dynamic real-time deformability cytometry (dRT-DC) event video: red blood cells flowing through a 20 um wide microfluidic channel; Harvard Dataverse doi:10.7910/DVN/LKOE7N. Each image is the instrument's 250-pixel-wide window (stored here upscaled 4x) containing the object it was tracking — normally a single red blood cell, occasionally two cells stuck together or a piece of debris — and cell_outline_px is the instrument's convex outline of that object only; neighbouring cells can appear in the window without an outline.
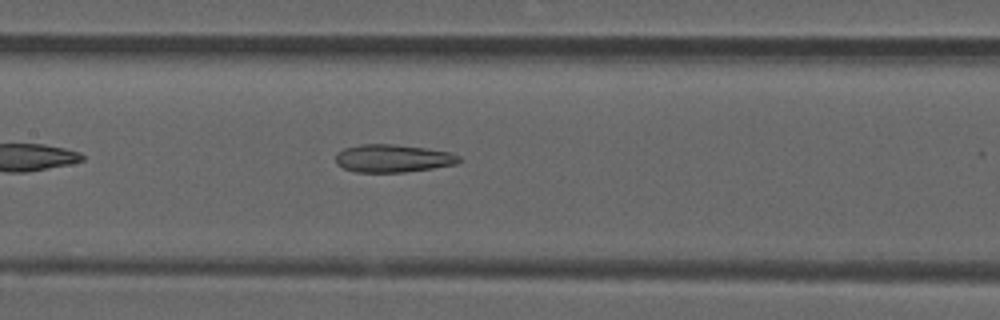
{"species": "common noctule bat (a hibernating species)", "species_latin": "Nyctalus noctula", "temperature_condition": "room temperature", "stored_images_in_passage": 37, "camera_frame_rate_fps": 3000, "um_per_image_px": 0.085, "animal": {"sex": "male", "forearm_length_mm": 52.5}, "frame": {"image": 1, "passage_image": 11, "time_ms": 3.333, "image_size_px": [1000, 320], "cell_outline_px": [[464, 160], [456, 164], [432, 168], [404, 172], [356, 172], [344, 168], [336, 164], [336, 152], [344, 148], [360, 144], [392, 144], [424, 148], [448, 152], [460, 156]], "centroid_in_image_um": [33.38, 13.46], "position_along_channel_um": 174.0, "area_um2": 20.0}}
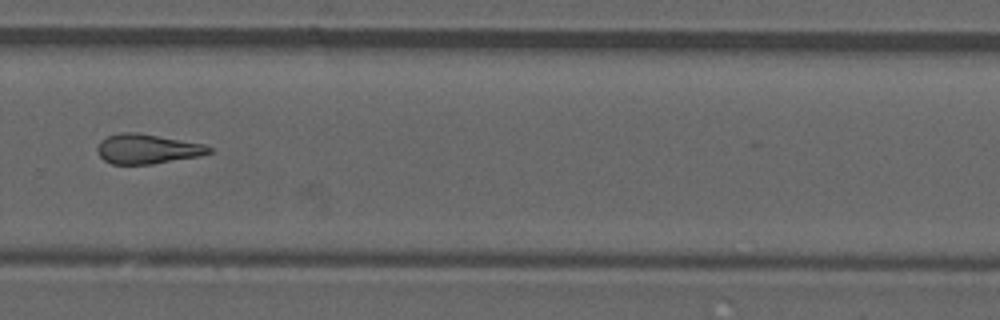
{"frame": {"image": 2, "passage_image": 22, "time_ms": 7.0, "image_size_px": [1000, 320], "cell_outline_px": [[212, 152], [200, 156], [152, 164], [112, 164], [104, 160], [100, 156], [96, 148], [100, 140], [108, 136], [120, 132], [136, 132], [204, 144], [212, 148]], "centroid_in_image_um": [12.5, 12.66], "position_along_channel_um": 317.3, "area_um2": 19.31}, "authors_computed_cell_mechanics": {"area_um2": 19.363, "velocity_mm_per_s": 3.927, "shape_relaxation_time_tau1_ms": null, "shape_relaxation_time_tau2_ms": 4.6518, "deformation_change_tau1": null, "deformation_change_tau2": 0.1744}}